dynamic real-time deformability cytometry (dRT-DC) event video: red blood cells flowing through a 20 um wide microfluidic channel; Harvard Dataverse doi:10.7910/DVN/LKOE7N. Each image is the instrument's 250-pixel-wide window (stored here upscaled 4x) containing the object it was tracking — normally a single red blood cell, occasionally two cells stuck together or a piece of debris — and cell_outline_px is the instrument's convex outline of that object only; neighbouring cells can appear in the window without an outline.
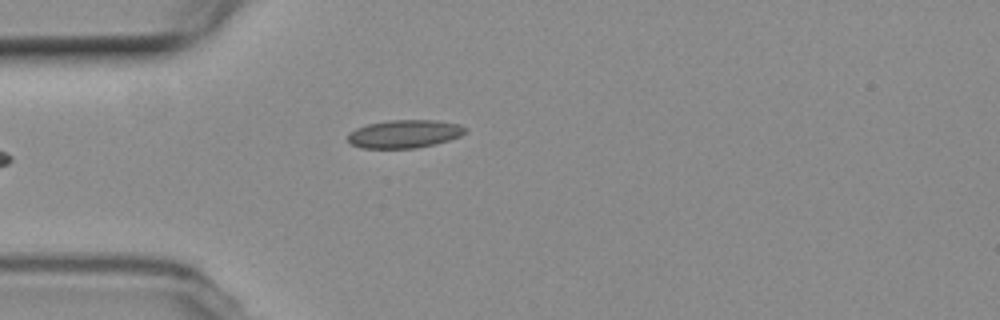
{"species": "common noctule bat (a hibernating species)", "species_latin": "Nyctalus noctula", "temperature_condition": "room temperature", "stored_images_in_passage": 2, "camera_frame_rate_fps": 3000, "um_per_image_px": 0.085, "animal": {"sex": "female", "body_mass_g": 19.3, "forearm_length_mm": 54.1}, "frame": {"image": 1, "passage_image": 2, "time_ms": 1.0, "image_size_px": [1000, 320], "cell_outline_px": [[468, 132], [460, 136], [448, 140], [416, 148], [360, 148], [352, 144], [348, 140], [348, 136], [356, 128], [368, 124], [388, 120], [436, 120], [460, 124], [468, 128]], "centroid_in_image_um": [34.42, 11.37], "position_along_channel_um": 50.6, "area_um2": 19.19}}